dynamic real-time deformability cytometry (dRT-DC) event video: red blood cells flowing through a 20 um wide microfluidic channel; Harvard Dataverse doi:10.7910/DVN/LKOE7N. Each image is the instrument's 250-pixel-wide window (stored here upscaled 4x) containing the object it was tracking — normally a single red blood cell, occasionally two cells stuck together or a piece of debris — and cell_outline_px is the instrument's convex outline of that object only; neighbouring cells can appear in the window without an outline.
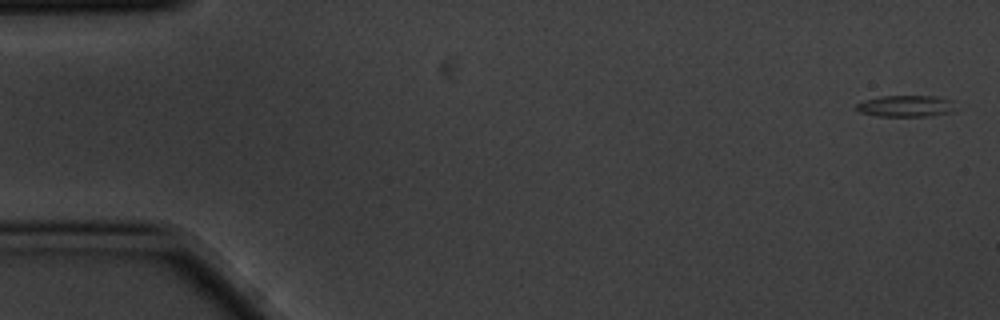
{"species": "common noctule bat (a hibernating species)", "species_latin": "Nyctalus noctula", "temperature_condition": "cold", "stored_images_in_passage": 7, "camera_frame_rate_fps": 3000, "um_per_image_px": 0.085, "animal": {"sex": "male", "body_mass_g": 20.1, "forearm_length_mm": 53.5}, "frame": {"image": 1, "passage_image": 1, "time_ms": 0.0, "image_size_px": [1000, 320], "cell_outline_px": [[952, 112], [928, 116], [876, 116], [860, 112], [852, 108], [856, 104], [864, 100], [880, 96], [936, 96], [952, 100]], "centroid_in_image_um": [76.92, 9.01], "position_along_channel_um": 8.1, "area_um2": 12.43}}
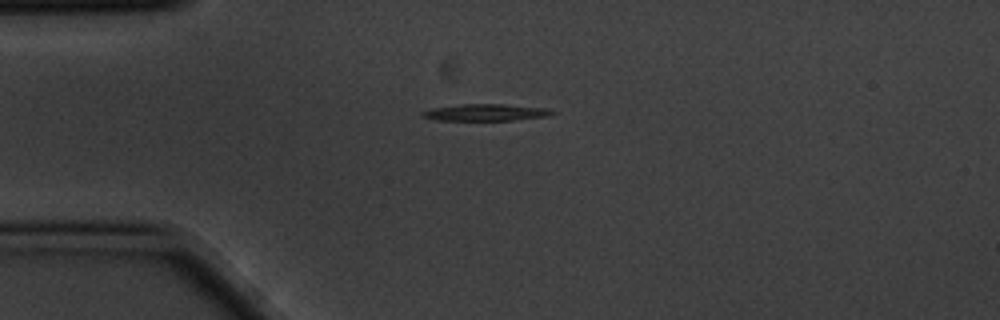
{"frame": {"image": 2, "passage_image": 4, "time_ms": 1.0, "image_size_px": [1000, 320], "cell_outline_px": [[556, 112], [548, 116], [512, 120], [436, 120], [420, 116], [420, 112], [432, 108], [460, 104], [504, 104], [544, 108]], "centroid_in_image_um": [41.22, 9.55], "position_along_channel_um": 43.8, "area_um2": 12.6}}